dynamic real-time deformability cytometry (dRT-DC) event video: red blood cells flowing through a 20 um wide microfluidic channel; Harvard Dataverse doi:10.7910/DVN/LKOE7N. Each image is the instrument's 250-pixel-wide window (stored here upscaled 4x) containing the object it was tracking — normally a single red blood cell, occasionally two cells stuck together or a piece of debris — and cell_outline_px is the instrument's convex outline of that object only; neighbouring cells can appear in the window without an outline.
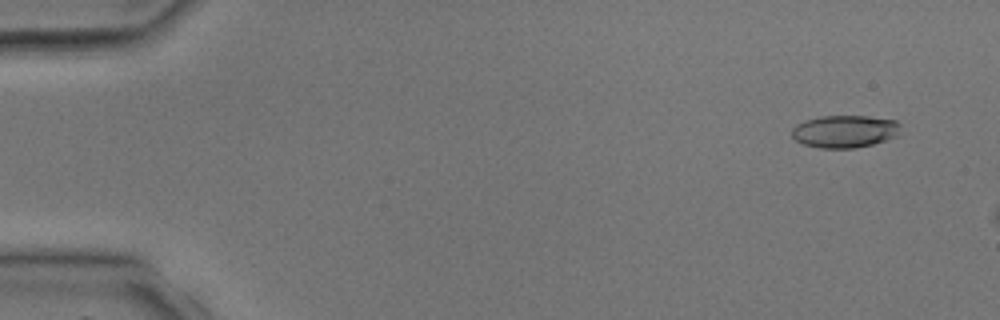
{"species": "common noctule bat (a hibernating species)", "species_latin": "Nyctalus noctula", "temperature_condition": "room temperature", "stored_images_in_passage": 2, "camera_frame_rate_fps": 3000, "um_per_image_px": 0.085, "animal": {"sex": "male", "body_mass_g": 17.9, "forearm_length_mm": 54.2}, "frame": {"image": 1, "passage_image": 1, "time_ms": 0.0, "image_size_px": [1000, 320], "cell_outline_px": [[900, 136], [872, 144], [856, 148], [820, 148], [804, 144], [796, 140], [792, 136], [792, 128], [796, 124], [804, 120], [820, 116], [868, 116], [896, 120], [900, 124]], "centroid_in_image_um": [71.83, 11.16], "position_along_channel_um": 13.2, "area_um2": 20.81}}